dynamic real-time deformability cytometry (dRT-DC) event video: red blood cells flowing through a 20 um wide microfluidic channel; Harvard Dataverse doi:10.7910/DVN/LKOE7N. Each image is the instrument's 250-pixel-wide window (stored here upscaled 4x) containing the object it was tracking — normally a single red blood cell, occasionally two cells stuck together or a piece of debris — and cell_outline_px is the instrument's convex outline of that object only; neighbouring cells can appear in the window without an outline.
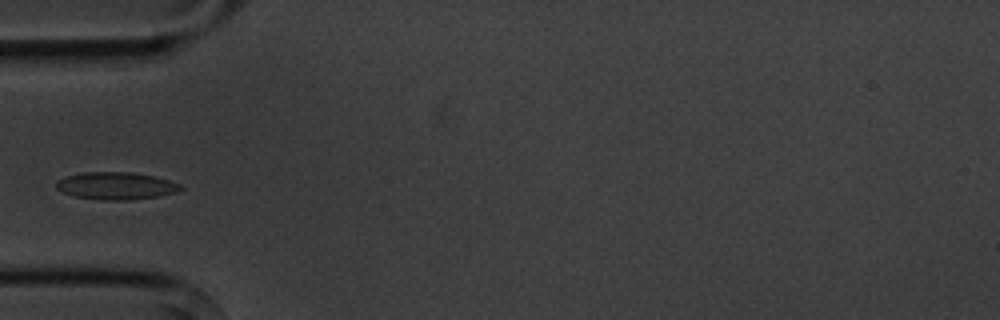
{"species": "common noctule bat (a hibernating species)", "species_latin": "Nyctalus noctula", "temperature_condition": "cold", "stored_images_in_passage": 8, "camera_frame_rate_fps": 3000, "um_per_image_px": 0.085, "animal": {"sex": "male", "body_mass_g": 20.1, "forearm_length_mm": 53.5}, "frame": {"image": 1, "passage_image": 5, "time_ms": 4.667, "image_size_px": [1000, 320], "cell_outline_px": [[184, 188], [176, 192], [156, 196], [128, 200], [104, 200], [72, 196], [56, 188], [56, 180], [68, 176], [84, 172], [132, 172], [152, 176], [168, 180], [180, 184]], "centroid_in_image_um": [9.84, 15.79], "position_along_channel_um": 75.2, "area_um2": 19.65}}
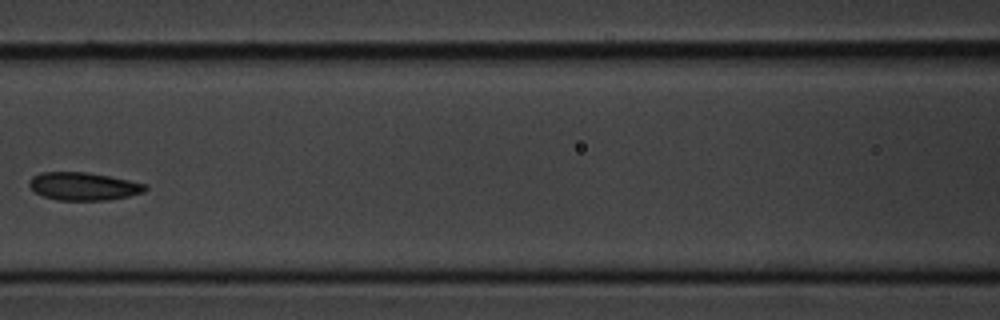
{"frame": {"image": 2, "passage_image": 7, "time_ms": 7.0, "image_size_px": [1000, 320], "cell_outline_px": [[148, 188], [144, 192], [128, 196], [108, 200], [56, 200], [44, 196], [36, 192], [28, 184], [28, 180], [32, 176], [40, 172], [88, 172], [128, 180], [144, 184]], "centroid_in_image_um": [7.07, 15.83], "position_along_channel_um": 159.5, "area_um2": 18.79}}
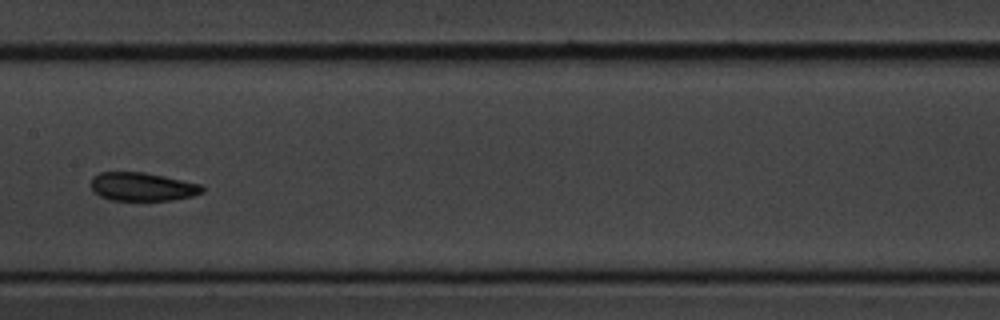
{"frame": {"image": 3, "passage_image": 8, "time_ms": 8.0, "image_size_px": [1000, 320], "cell_outline_px": [[204, 192], [192, 196], [172, 200], [108, 200], [100, 196], [92, 188], [92, 176], [100, 172], [144, 172], [164, 176], [200, 184], [204, 188]], "centroid_in_image_um": [12.1, 15.87], "position_along_channel_um": 195.3, "area_um2": 18.38}}